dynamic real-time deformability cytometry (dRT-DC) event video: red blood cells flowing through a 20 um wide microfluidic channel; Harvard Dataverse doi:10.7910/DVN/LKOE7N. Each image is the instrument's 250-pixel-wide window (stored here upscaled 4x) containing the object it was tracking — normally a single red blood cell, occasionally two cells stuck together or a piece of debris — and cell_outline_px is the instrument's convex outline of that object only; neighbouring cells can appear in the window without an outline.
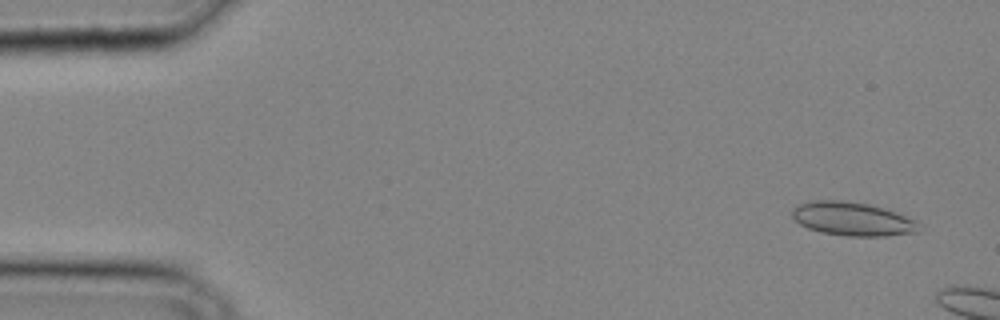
{"species": "common noctule bat (a hibernating species)", "species_latin": "Nyctalus noctula", "temperature_condition": "cold", "stored_images_in_passage": 5, "camera_frame_rate_fps": 3000, "um_per_image_px": 0.085, "animal": {"sex": "male", "body_mass_g": 20.4}, "frame": {"image": 1, "passage_image": 2, "time_ms": 0.333, "image_size_px": [1000, 320], "cell_outline_px": [[916, 232], [884, 236], [848, 236], [820, 232], [808, 228], [800, 224], [792, 216], [792, 208], [800, 204], [812, 200], [840, 200], [868, 204], [884, 208], [916, 220]], "centroid_in_image_um": [72.4, 18.6], "position_along_channel_um": 12.6, "area_um2": 24.51}}